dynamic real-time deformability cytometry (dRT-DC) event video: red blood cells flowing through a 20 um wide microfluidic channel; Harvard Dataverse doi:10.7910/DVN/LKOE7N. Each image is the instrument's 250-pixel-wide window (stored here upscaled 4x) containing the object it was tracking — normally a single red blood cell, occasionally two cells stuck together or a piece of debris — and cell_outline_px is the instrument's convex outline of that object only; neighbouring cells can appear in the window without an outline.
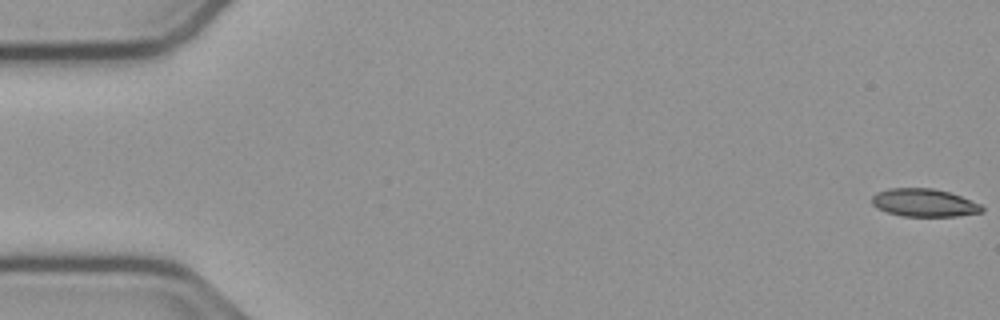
{"species": "common noctule bat (a hibernating species)", "species_latin": "Nyctalus noctula", "temperature_condition": "cold", "stored_images_in_passage": 48, "camera_frame_rate_fps": 3000, "um_per_image_px": 0.085, "animal": {"sex": "male", "body_mass_g": 23.1, "forearm_length_mm": 52.7}, "frame": {"image": 1, "passage_image": 1, "time_ms": 0.0, "image_size_px": [1000, 320], "cell_outline_px": [[984, 212], [956, 216], [900, 216], [876, 208], [872, 204], [872, 196], [876, 192], [888, 188], [932, 188], [948, 192], [960, 196], [980, 204], [984, 208]], "centroid_in_image_um": [78.52, 17.23], "position_along_channel_um": 6.5, "area_um2": 17.92}}
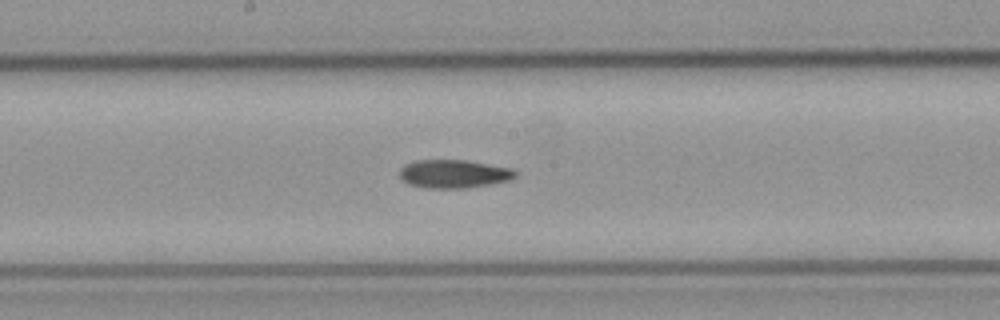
{"frame": {"image": 2, "passage_image": 29, "time_ms": 9.333, "image_size_px": [1000, 320], "cell_outline_px": [[516, 176], [508, 180], [488, 184], [464, 188], [424, 188], [408, 184], [400, 180], [400, 168], [404, 164], [416, 160], [464, 160], [512, 168], [516, 172]], "centroid_in_image_um": [38.5, 14.78], "position_along_channel_um": 209.7, "area_um2": 19.07}}
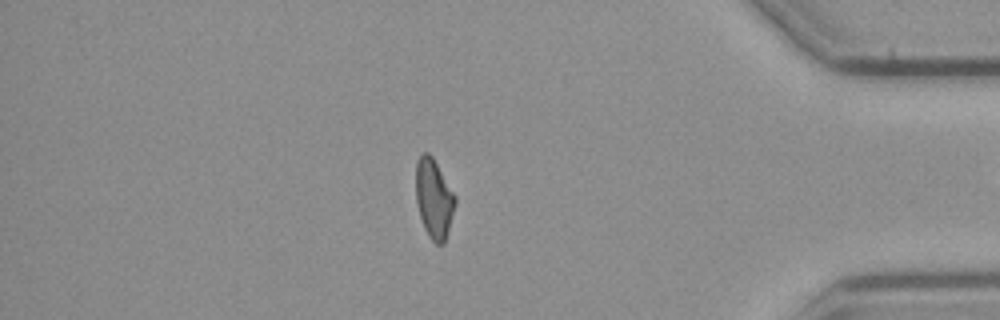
{"frame": {"image": 3, "passage_image": 47, "time_ms": 15.333, "image_size_px": [1000, 320], "cell_outline_px": [[456, 204], [448, 232], [444, 244], [436, 244], [428, 236], [424, 228], [416, 204], [416, 160], [424, 152], [428, 152], [432, 156], [456, 196]], "centroid_in_image_um": [36.88, 16.89], "position_along_channel_um": 398.3, "area_um2": 18.26}}